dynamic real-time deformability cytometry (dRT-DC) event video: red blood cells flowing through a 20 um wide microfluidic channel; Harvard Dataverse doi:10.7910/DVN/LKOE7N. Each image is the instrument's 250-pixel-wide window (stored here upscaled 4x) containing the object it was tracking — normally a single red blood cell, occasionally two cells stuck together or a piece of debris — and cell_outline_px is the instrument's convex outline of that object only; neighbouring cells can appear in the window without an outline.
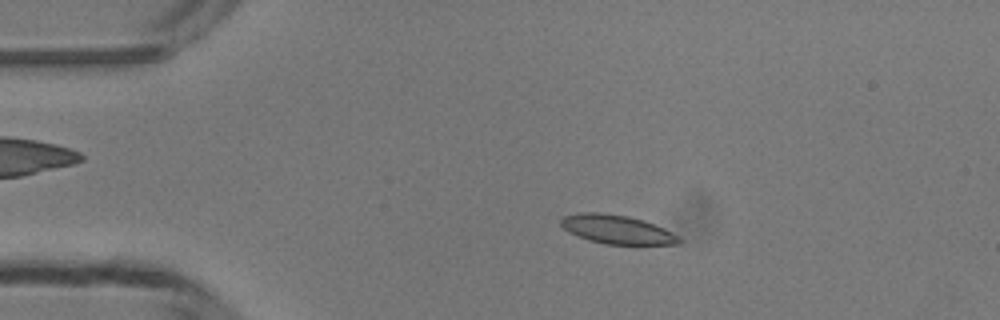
{"species": "common noctule bat (a hibernating species)", "species_latin": "Nyctalus noctula", "temperature_condition": "room temperature", "stored_images_in_passage": 48, "camera_frame_rate_fps": 3000, "um_per_image_px": 0.085, "animal": {"sex": "male", "body_mass_g": 13.3}, "frame": {"image": 1, "passage_image": 9, "time_ms": 2.667, "image_size_px": [1000, 320], "cell_outline_px": [[684, 240], [680, 244], [604, 244], [588, 240], [568, 232], [560, 224], [560, 220], [564, 216], [580, 212], [600, 212], [628, 216], [644, 220], [664, 228], [680, 236]], "centroid_in_image_um": [52.46, 19.5], "position_along_channel_um": 32.5, "area_um2": 20.0}}
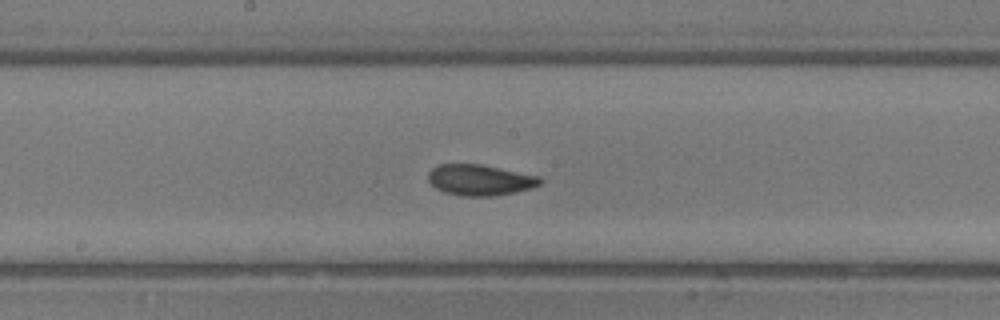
{"frame": {"image": 2, "passage_image": 25, "time_ms": 8.0, "image_size_px": [1000, 320], "cell_outline_px": [[544, 180], [540, 184], [532, 188], [516, 192], [496, 196], [464, 196], [444, 192], [436, 188], [428, 180], [428, 172], [436, 164], [484, 164], [540, 176]], "centroid_in_image_um": [40.82, 15.29], "position_along_channel_um": 207.4, "area_um2": 20.46}}
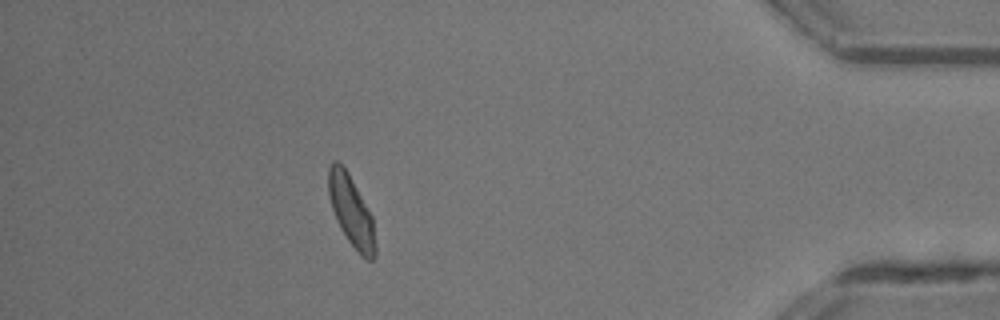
{"frame": {"image": 3, "passage_image": 43, "time_ms": 14.0, "image_size_px": [1000, 320], "cell_outline_px": [[376, 256], [372, 260], [368, 260], [360, 256], [348, 240], [340, 228], [336, 220], [328, 196], [328, 168], [332, 160], [336, 160], [348, 172], [372, 216], [376, 244]], "centroid_in_image_um": [29.85, 17.97], "position_along_channel_um": 405.3, "area_um2": 19.36}, "authors_computed_cell_mechanics": {"area_um2": 19.8543, "velocity_mm_per_s": 4.1566, "shape_relaxation_time_tau1_ms": 3.7487, "shape_relaxation_time_tau2_ms": 2.4199, "deformation_change_tau1": 0.1129, "deformation_change_tau2": 0.0704}}